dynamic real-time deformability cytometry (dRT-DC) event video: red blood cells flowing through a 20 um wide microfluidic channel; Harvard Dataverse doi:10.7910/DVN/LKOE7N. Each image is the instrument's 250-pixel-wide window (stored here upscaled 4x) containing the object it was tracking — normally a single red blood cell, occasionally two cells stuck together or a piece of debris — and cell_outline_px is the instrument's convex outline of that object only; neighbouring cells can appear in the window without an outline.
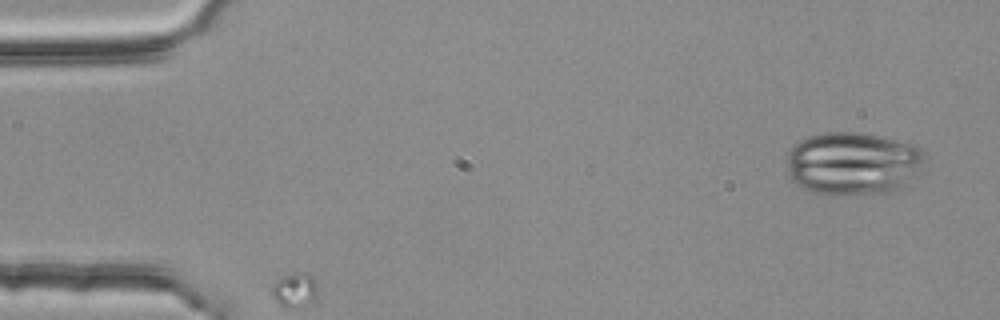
{"species": "common noctule bat (a hibernating species)", "species_latin": "Nyctalus noctula", "temperature_condition": "room temperature", "stored_images_in_passage": 4, "camera_frame_rate_fps": 3000, "um_per_image_px": 0.085, "animal": {"sex": "female", "body_mass_g": 25.1}, "frame": {"image": 1, "passage_image": 1, "time_ms": 0.0, "image_size_px": [1000, 320], "cell_outline_px": [[924, 160], [916, 176], [904, 188], [896, 192], [828, 196], [804, 188], [796, 184], [788, 176], [788, 152], [792, 144], [808, 136], [828, 132], [856, 132], [916, 144], [924, 152]], "centroid_in_image_um": [72.51, 13.91], "position_along_channel_um": 12.5, "area_um2": 51.33}}